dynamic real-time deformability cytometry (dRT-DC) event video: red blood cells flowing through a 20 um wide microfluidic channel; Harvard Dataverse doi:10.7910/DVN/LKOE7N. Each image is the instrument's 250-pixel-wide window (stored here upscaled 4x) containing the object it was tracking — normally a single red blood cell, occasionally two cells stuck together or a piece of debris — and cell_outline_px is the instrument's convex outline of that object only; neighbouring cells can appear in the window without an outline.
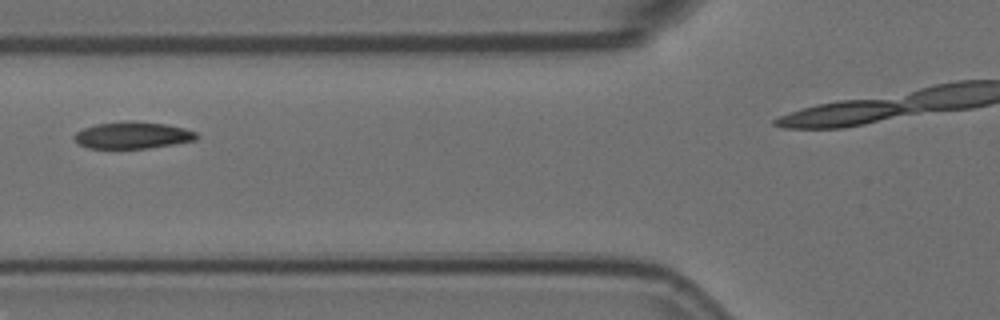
{"species": "Egyptian fruit bat (a non-hibernating species)", "species_latin": "Rousettus aegyptiacus", "temperature_condition": "room temperature", "stored_images_in_passage": 6, "camera_frame_rate_fps": 3000, "um_per_image_px": 0.085, "animal": {"sex": "female"}, "frame": {"image": 1, "passage_image": 5, "time_ms": 1.333, "image_size_px": [1000, 320], "cell_outline_px": [[200, 136], [196, 140], [148, 148], [88, 148], [76, 144], [72, 136], [76, 132], [84, 128], [96, 124], [128, 120], [132, 120], [164, 124], [184, 128], [196, 132]], "centroid_in_image_um": [11.23, 11.49], "position_along_channel_um": 114.6, "area_um2": 19.25}}